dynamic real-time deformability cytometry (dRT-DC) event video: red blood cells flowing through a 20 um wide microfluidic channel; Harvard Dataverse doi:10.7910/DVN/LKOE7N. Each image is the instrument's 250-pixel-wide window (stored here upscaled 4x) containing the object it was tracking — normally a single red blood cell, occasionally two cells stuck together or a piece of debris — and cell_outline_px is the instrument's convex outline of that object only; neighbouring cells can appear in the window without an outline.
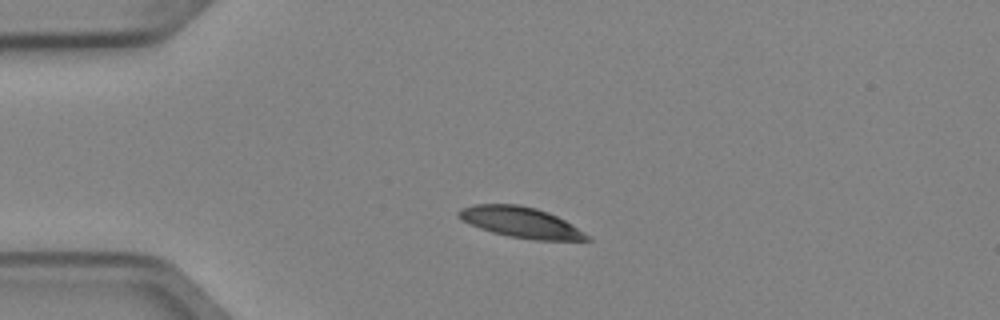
{"species": "Egyptian fruit bat (a non-hibernating species)", "species_latin": "Rousettus aegyptiacus", "temperature_condition": "cold", "stored_images_in_passage": 3, "camera_frame_rate_fps": 3000, "um_per_image_px": 0.085, "animal": {"sex": "female"}, "frame": {"image": 1, "passage_image": 2, "time_ms": 0.333, "image_size_px": [1000, 320], "cell_outline_px": [[592, 240], [536, 240], [508, 236], [492, 232], [480, 228], [460, 220], [456, 216], [456, 212], [460, 208], [476, 204], [520, 204], [536, 208], [548, 212], [564, 220], [588, 236]], "centroid_in_image_um": [44.18, 18.88], "position_along_channel_um": 40.8, "area_um2": 22.77}}